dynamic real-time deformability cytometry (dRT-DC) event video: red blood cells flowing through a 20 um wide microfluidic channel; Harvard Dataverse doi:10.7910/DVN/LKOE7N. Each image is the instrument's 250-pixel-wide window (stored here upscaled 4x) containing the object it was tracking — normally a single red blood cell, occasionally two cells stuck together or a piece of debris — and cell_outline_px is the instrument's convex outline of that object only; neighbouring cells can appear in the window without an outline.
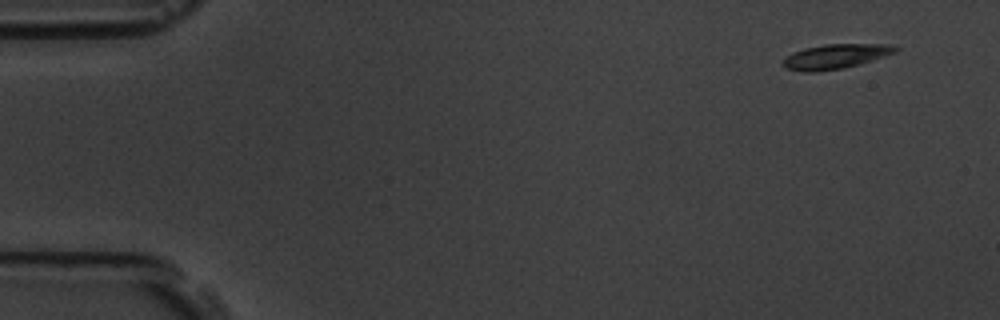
{"species": "common noctule bat (a hibernating species)", "species_latin": "Nyctalus noctula", "temperature_condition": "room temperature", "stored_images_in_passage": 6, "camera_frame_rate_fps": 3000, "um_per_image_px": 0.085, "animal": {"sex": "male", "body_mass_g": 19.5, "forearm_length_mm": 54.6}, "frame": {"image": 1, "passage_image": 1, "time_ms": 0.0, "image_size_px": [1000, 320], "cell_outline_px": [[900, 48], [896, 52], [860, 64], [844, 68], [820, 72], [804, 72], [784, 68], [784, 60], [792, 52], [804, 48], [824, 44], [888, 44]], "centroid_in_image_um": [71.01, 4.8], "position_along_channel_um": 14.0, "area_um2": 16.18}}
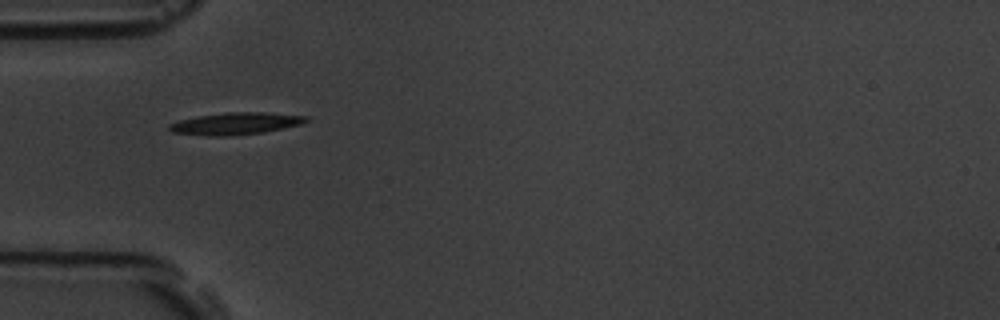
{"frame": {"image": 2, "passage_image": 5, "time_ms": 4.667, "image_size_px": [1000, 320], "cell_outline_px": [[308, 120], [304, 124], [264, 132], [232, 136], [204, 136], [172, 132], [168, 128], [168, 124], [180, 120], [200, 116], [224, 112], [264, 112], [308, 116]], "centroid_in_image_um": [20.05, 10.51], "position_along_channel_um": 65.0, "area_um2": 17.74}}
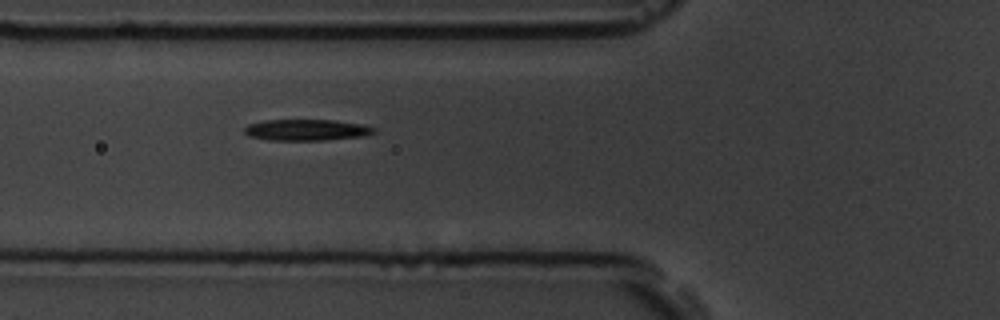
{"frame": {"image": 3, "passage_image": 6, "time_ms": 5.667, "image_size_px": [1000, 320], "cell_outline_px": [[376, 132], [364, 136], [324, 140], [268, 140], [248, 136], [244, 132], [244, 128], [248, 124], [264, 120], [332, 120], [360, 124], [376, 128]], "centroid_in_image_um": [26.03, 11.05], "position_along_channel_um": 99.8, "area_um2": 16.01}}